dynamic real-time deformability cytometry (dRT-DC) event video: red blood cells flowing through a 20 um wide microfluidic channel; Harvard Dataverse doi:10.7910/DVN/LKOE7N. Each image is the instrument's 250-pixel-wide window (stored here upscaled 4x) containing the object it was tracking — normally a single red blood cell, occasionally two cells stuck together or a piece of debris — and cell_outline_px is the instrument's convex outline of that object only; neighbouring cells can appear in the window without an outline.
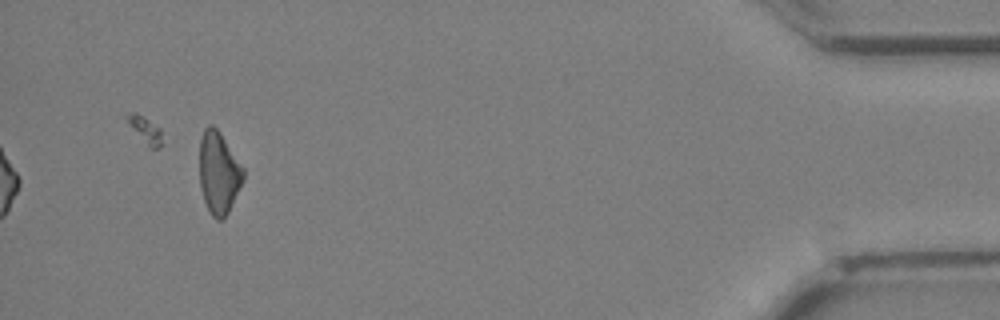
{"species": "Egyptian fruit bat (a non-hibernating species)", "species_latin": "Rousettus aegyptiacus", "temperature_condition": "cold", "stored_images_in_passage": 30, "camera_frame_rate_fps": 3000, "um_per_image_px": 0.085, "animal": {"sex": "female"}, "frame": {"image": 1, "passage_image": 30, "time_ms": 9.667, "image_size_px": [1000, 320], "cell_outline_px": [[244, 180], [228, 212], [220, 220], [216, 220], [208, 212], [200, 188], [200, 140], [204, 128], [208, 124], [212, 124], [220, 132], [244, 168]], "centroid_in_image_um": [18.59, 14.68], "position_along_channel_um": 416.6, "area_um2": 21.04}}